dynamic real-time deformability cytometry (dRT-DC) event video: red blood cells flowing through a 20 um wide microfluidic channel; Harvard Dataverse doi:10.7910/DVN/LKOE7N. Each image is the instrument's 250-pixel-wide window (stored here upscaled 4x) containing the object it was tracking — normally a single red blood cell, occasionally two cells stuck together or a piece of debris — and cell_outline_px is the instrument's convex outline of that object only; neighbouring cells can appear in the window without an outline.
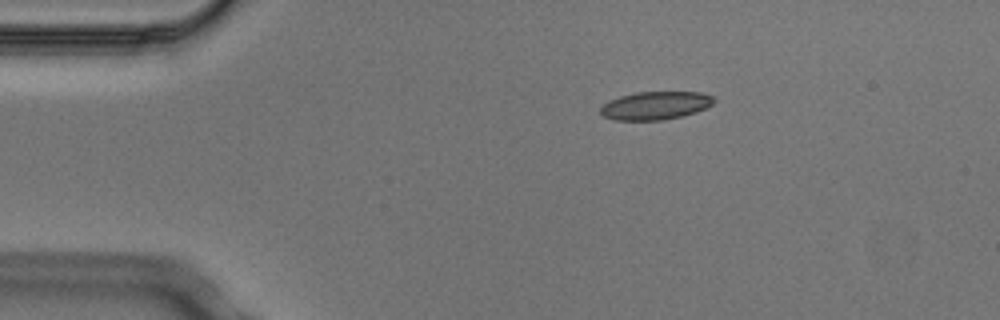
{"species": "Egyptian fruit bat (a non-hibernating species)", "species_latin": "Rousettus aegyptiacus", "temperature_condition": "cold", "stored_images_in_passage": 5, "camera_frame_rate_fps": 3000, "um_per_image_px": 0.085, "animal": {"sex": "male"}, "frame": {"image": 1, "passage_image": 1, "time_ms": 0.0, "image_size_px": [1000, 320], "cell_outline_px": [[716, 100], [712, 104], [696, 112], [664, 120], [616, 120], [604, 116], [600, 112], [600, 108], [608, 100], [620, 96], [636, 92], [700, 92], [712, 96]], "centroid_in_image_um": [55.7, 8.96], "position_along_channel_um": 29.3, "area_um2": 18.5}}
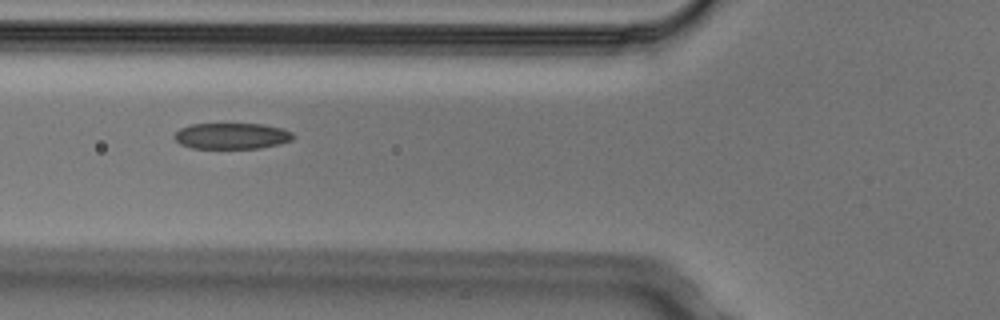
{"frame": {"image": 2, "passage_image": 4, "time_ms": 1.0, "image_size_px": [1000, 320], "cell_outline_px": [[296, 136], [292, 140], [280, 144], [260, 148], [192, 148], [180, 144], [172, 136], [180, 128], [188, 124], [264, 124], [284, 128], [292, 132]], "centroid_in_image_um": [19.72, 11.55], "position_along_channel_um": 106.1, "area_um2": 18.26}}
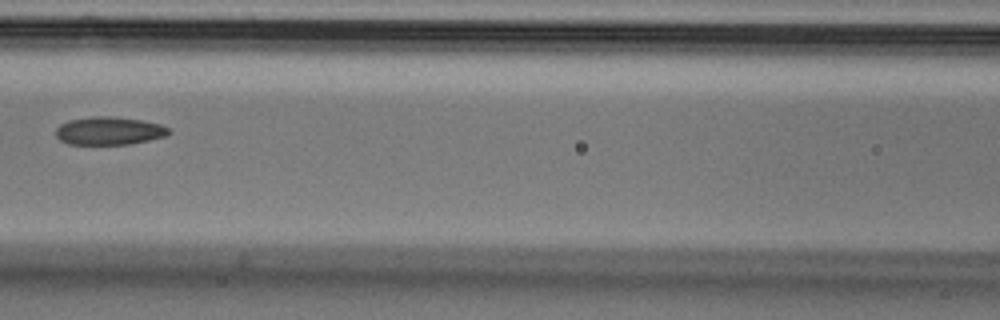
{"frame": {"image": 3, "passage_image": 5, "time_ms": 1.333, "image_size_px": [1000, 320], "cell_outline_px": [[172, 132], [164, 136], [132, 144], [68, 144], [60, 140], [56, 136], [56, 128], [60, 124], [68, 120], [92, 116], [104, 116], [144, 120], [160, 124], [172, 128]], "centroid_in_image_um": [9.29, 11.12], "position_along_channel_um": 157.3, "area_um2": 18.55}}